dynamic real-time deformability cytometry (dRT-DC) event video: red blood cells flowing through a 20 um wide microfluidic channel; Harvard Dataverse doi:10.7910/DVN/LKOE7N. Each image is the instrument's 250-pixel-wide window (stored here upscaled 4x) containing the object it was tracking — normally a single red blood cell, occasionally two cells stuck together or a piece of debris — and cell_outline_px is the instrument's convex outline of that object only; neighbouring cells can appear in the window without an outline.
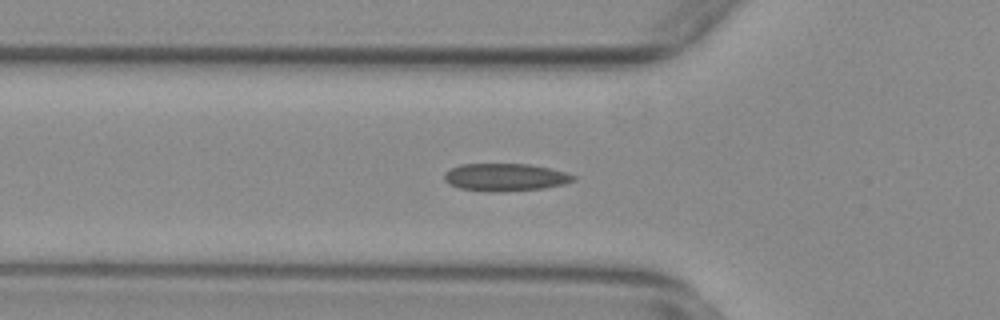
{"species": "common noctule bat (a hibernating species)", "species_latin": "Nyctalus noctula", "temperature_condition": "warm", "stored_images_in_passage": 41, "camera_frame_rate_fps": 3000, "um_per_image_px": 0.085, "animal": {"sex": "female", "body_mass_g": 29.2, "forearm_length_mm": 56.3}, "frame": {"image": 1, "passage_image": 13, "time_ms": 4.0, "image_size_px": [1000, 320], "cell_outline_px": [[576, 180], [564, 184], [544, 188], [460, 188], [448, 184], [444, 180], [444, 172], [460, 164], [528, 164], [548, 168], [564, 172], [576, 176]], "centroid_in_image_um": [42.96, 15.0], "position_along_channel_um": 82.8, "area_um2": 19.42}}
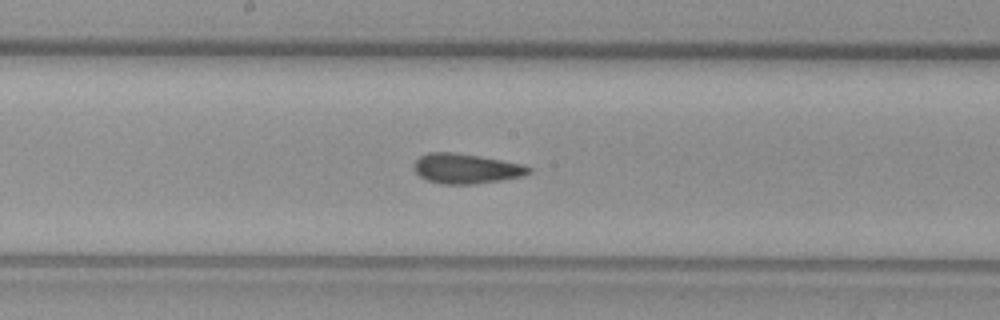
{"frame": {"image": 2, "passage_image": 23, "time_ms": 7.333, "image_size_px": [1000, 320], "cell_outline_px": [[532, 172], [524, 176], [476, 184], [444, 184], [428, 180], [420, 176], [412, 168], [412, 164], [420, 156], [428, 152], [456, 152], [480, 156], [524, 164], [532, 168]], "centroid_in_image_um": [39.63, 14.32], "position_along_channel_um": 208.6, "area_um2": 20.23}}
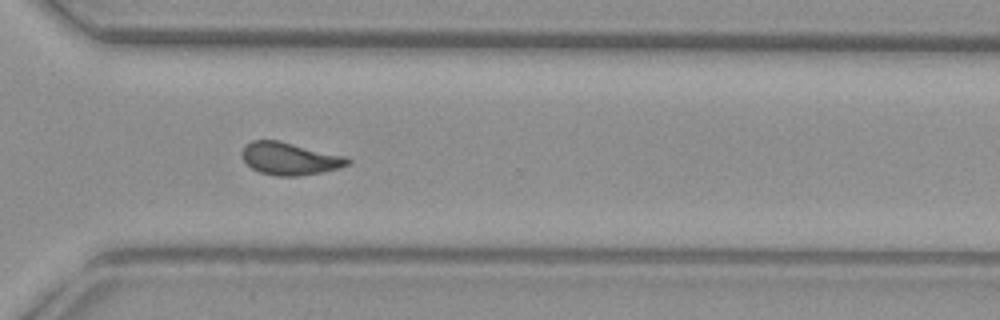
{"frame": {"image": 3, "passage_image": 34, "time_ms": 11.0, "image_size_px": [1000, 320], "cell_outline_px": [[352, 160], [348, 164], [340, 168], [300, 176], [276, 176], [260, 172], [252, 168], [244, 160], [240, 152], [244, 144], [252, 140], [280, 140], [348, 156]], "centroid_in_image_um": [24.64, 13.46], "position_along_channel_um": 346.0, "area_um2": 20.35}, "authors_computed_cell_mechanics": {"area_um2": 20.0566, "velocity_mm_per_s": 3.7489, "shape_relaxation_time_tau1_ms": 8.7386, "shape_relaxation_time_tau2_ms": 1.4932, "deformation_change_tau1": 0.2096, "deformation_change_tau2": 0.0758}}